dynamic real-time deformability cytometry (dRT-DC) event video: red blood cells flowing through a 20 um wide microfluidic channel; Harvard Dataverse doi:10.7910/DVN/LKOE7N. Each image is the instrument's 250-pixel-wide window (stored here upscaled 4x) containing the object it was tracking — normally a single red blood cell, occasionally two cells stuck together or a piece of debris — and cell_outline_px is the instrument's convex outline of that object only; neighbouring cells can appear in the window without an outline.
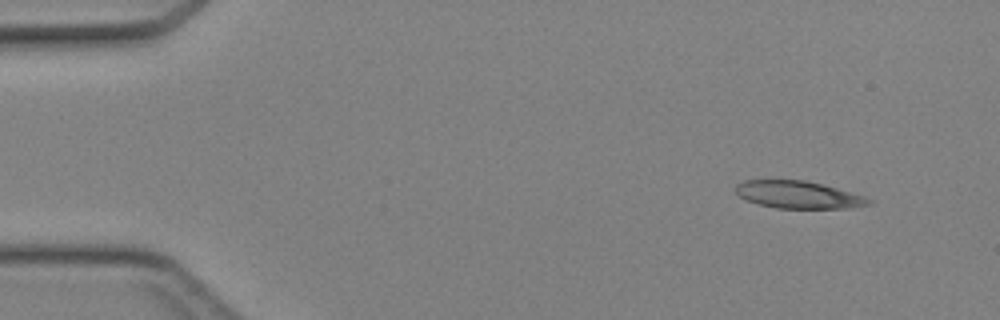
{"species": "Egyptian fruit bat (a non-hibernating species)", "species_latin": "Rousettus aegyptiacus", "temperature_condition": "cold", "stored_images_in_passage": 13, "camera_frame_rate_fps": 3000, "um_per_image_px": 0.085, "animal": {"sex": "female"}, "frame": {"image": 1, "passage_image": 1, "time_ms": 0.0, "image_size_px": [1000, 320], "cell_outline_px": [[872, 204], [848, 208], [776, 208], [760, 204], [748, 200], [740, 196], [736, 192], [736, 184], [744, 180], [804, 180], [824, 184], [864, 196], [872, 200]], "centroid_in_image_um": [67.88, 16.54], "position_along_channel_um": 17.1, "area_um2": 21.1}}
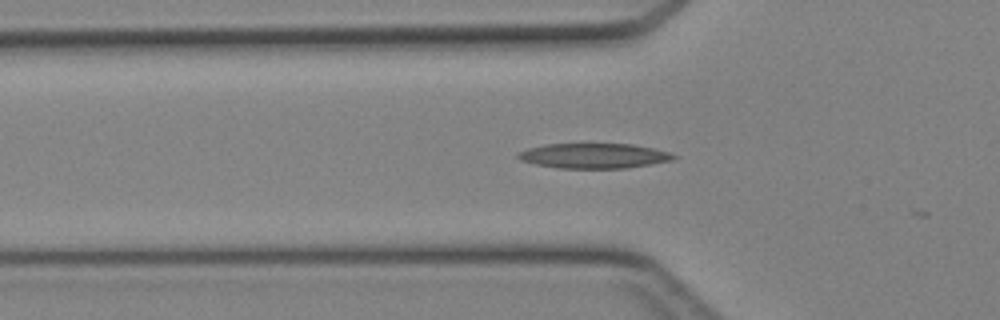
{"frame": {"image": 2, "passage_image": 12, "time_ms": 3.667, "image_size_px": [1000, 320], "cell_outline_px": [[680, 156], [672, 160], [624, 168], [560, 168], [536, 164], [520, 160], [516, 156], [516, 152], [528, 148], [544, 144], [632, 144], [652, 148], [668, 152]], "centroid_in_image_um": [50.44, 13.24], "position_along_channel_um": 75.4, "area_um2": 22.54}}